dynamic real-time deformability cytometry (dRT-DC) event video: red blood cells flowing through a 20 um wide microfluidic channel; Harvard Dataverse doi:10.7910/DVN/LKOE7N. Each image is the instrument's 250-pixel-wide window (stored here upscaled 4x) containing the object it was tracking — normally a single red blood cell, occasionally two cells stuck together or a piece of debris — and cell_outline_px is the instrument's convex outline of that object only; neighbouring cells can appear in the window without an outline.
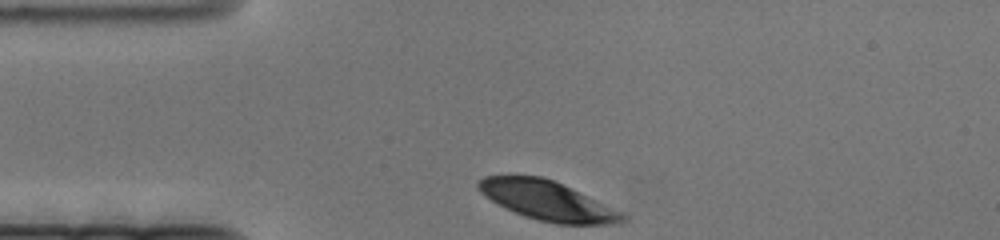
{"species": "human", "species_latin": "Homo sapiens", "temperature_condition": "cold", "stored_images_in_passage": 46, "camera_frame_rate_fps": 3000, "um_per_image_px": 0.085, "donor": {"sex": "female"}, "frame": {"image": 1, "passage_image": 1, "time_ms": 0.0, "image_size_px": [1000, 240], "cell_outline_px": [[628, 220], [620, 224], [556, 224], [524, 216], [492, 200], [480, 192], [476, 184], [484, 176], [540, 176], [552, 180], [620, 212], [628, 216]], "centroid_in_image_um": [46.53, 17.07], "position_along_channel_um": 38.5, "area_um2": 32.08}}
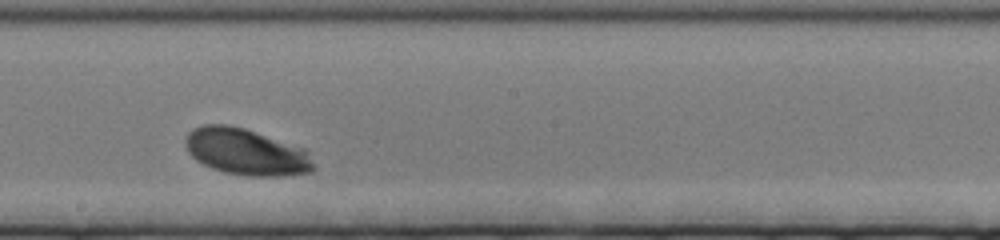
{"frame": {"image": 2, "passage_image": 27, "time_ms": 8.667, "image_size_px": [1000, 240], "cell_outline_px": [[316, 168], [312, 172], [284, 176], [248, 176], [224, 172], [212, 168], [196, 160], [188, 152], [184, 144], [184, 140], [188, 132], [192, 128], [204, 124], [228, 124], [244, 128], [304, 148], [308, 152]], "centroid_in_image_um": [20.91, 12.91], "position_along_channel_um": 227.3, "area_um2": 34.97}}
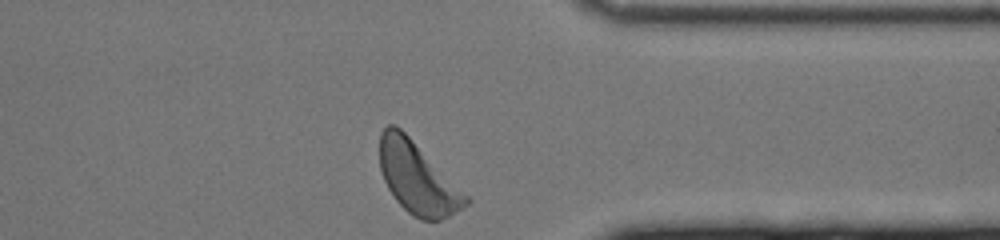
{"frame": {"image": 3, "passage_image": 46, "time_ms": 15.0, "image_size_px": [1000, 240], "cell_outline_px": [[472, 200], [468, 204], [448, 216], [440, 220], [420, 220], [412, 216], [396, 200], [388, 188], [384, 180], [380, 168], [380, 132], [388, 124], [396, 124]], "centroid_in_image_um": [35.46, 15.14], "position_along_channel_um": 375.9, "area_um2": 35.26}}